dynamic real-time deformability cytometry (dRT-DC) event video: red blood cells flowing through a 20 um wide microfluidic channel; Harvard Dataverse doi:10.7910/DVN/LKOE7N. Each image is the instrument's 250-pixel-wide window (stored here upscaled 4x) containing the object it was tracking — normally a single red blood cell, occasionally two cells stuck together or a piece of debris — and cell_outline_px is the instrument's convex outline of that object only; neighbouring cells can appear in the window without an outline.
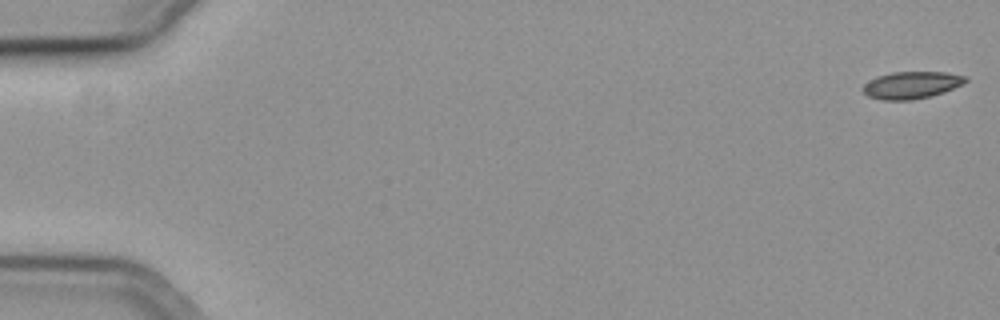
{"species": "common noctule bat (a hibernating species)", "species_latin": "Nyctalus noctula", "temperature_condition": "cold", "stored_images_in_passage": 55, "camera_frame_rate_fps": 3000, "um_per_image_px": 0.085, "animal": {"sex": "female", "body_mass_g": 19.3, "forearm_length_mm": 54.1}, "frame": {"image": 1, "passage_image": 1, "time_ms": 0.0, "image_size_px": [1000, 320], "cell_outline_px": [[968, 80], [964, 84], [944, 92], [912, 100], [884, 100], [868, 96], [860, 88], [868, 80], [876, 76], [892, 72], [944, 72], [968, 76]], "centroid_in_image_um": [77.47, 7.22], "position_along_channel_um": 7.5, "area_um2": 16.36}}
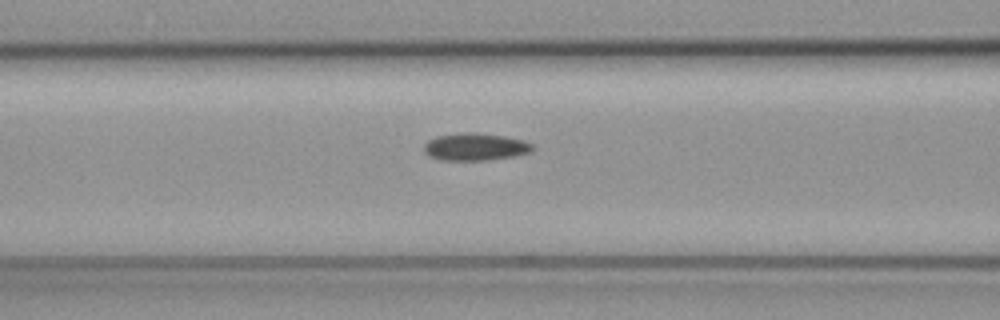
{"frame": {"image": 2, "passage_image": 24, "time_ms": 7.667, "image_size_px": [1000, 320], "cell_outline_px": [[536, 148], [532, 152], [512, 156], [488, 160], [440, 160], [428, 156], [424, 152], [424, 144], [428, 140], [436, 136], [464, 132], [472, 132], [504, 136], [524, 140], [532, 144]], "centroid_in_image_um": [40.39, 12.48], "position_along_channel_um": 126.2, "area_um2": 17.46}}
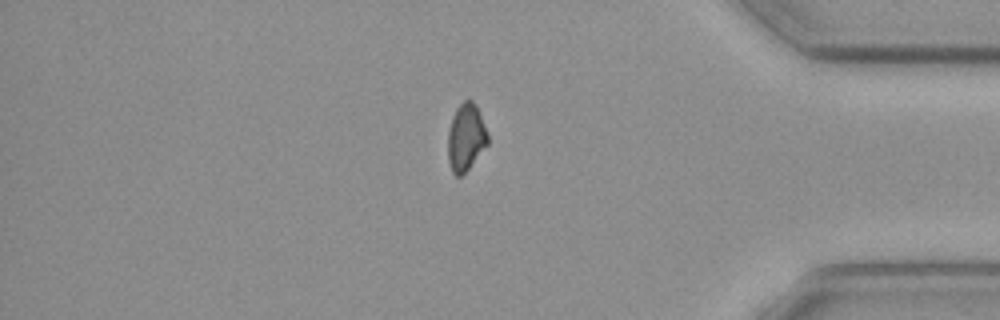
{"frame": {"image": 3, "passage_image": 48, "time_ms": 15.667, "image_size_px": [1000, 320], "cell_outline_px": [[488, 144], [468, 168], [460, 176], [456, 176], [452, 172], [448, 160], [448, 132], [452, 116], [456, 108], [464, 100], [472, 100], [476, 104], [488, 132]], "centroid_in_image_um": [39.6, 11.64], "position_along_channel_um": 395.6, "area_um2": 15.61}}